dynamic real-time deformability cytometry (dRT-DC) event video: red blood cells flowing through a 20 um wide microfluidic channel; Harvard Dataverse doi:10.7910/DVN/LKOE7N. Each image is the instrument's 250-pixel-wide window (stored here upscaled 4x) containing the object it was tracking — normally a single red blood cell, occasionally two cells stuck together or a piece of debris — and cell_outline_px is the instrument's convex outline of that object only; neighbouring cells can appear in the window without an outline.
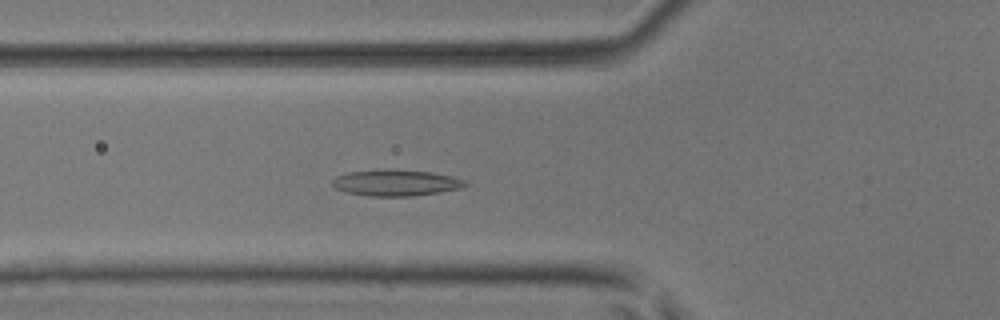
{"species": "common noctule bat (a hibernating species)", "species_latin": "Nyctalus noctula", "temperature_condition": "room temperature", "stored_images_in_passage": 50, "camera_frame_rate_fps": 3000, "um_per_image_px": 0.085, "animal": {"sex": "male", "body_mass_g": 17.9, "forearm_length_mm": 54.2}, "frame": {"image": 1, "passage_image": 19, "time_ms": 6.0, "image_size_px": [1000, 320], "cell_outline_px": [[468, 184], [460, 188], [440, 192], [416, 196], [368, 196], [348, 192], [336, 188], [332, 184], [332, 180], [336, 176], [348, 172], [432, 172], [452, 176], [464, 180]], "centroid_in_image_um": [33.69, 15.59], "position_along_channel_um": 92.1, "area_um2": 19.25}}
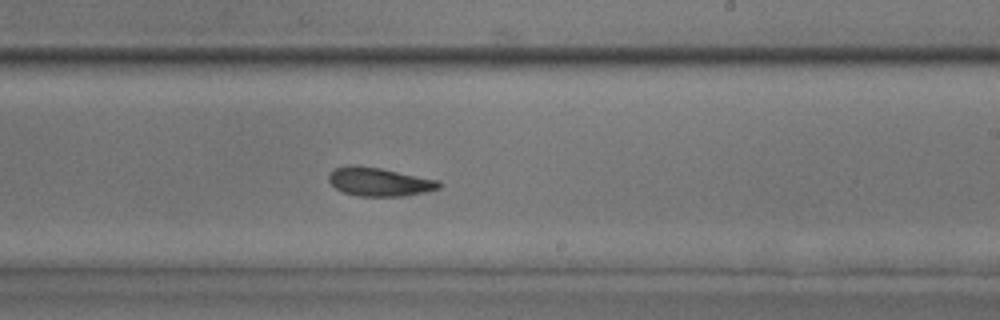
{"frame": {"image": 2, "passage_image": 31, "time_ms": 10.0, "image_size_px": [1000, 320], "cell_outline_px": [[444, 184], [440, 188], [424, 192], [400, 196], [356, 196], [344, 192], [336, 188], [328, 180], [328, 176], [336, 168], [348, 164], [356, 164], [380, 168], [440, 180]], "centroid_in_image_um": [32.26, 15.44], "position_along_channel_um": 256.7, "area_um2": 18.44}}
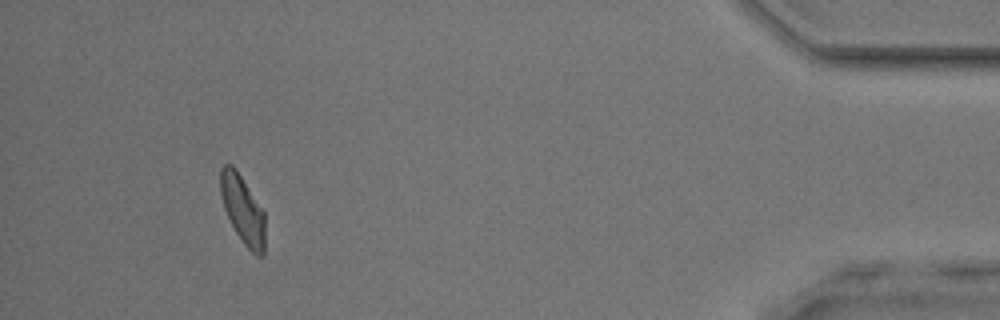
{"frame": {"image": 3, "passage_image": 47, "time_ms": 15.333, "image_size_px": [1000, 320], "cell_outline_px": [[264, 256], [256, 256], [244, 244], [236, 232], [224, 208], [220, 192], [220, 168], [224, 164], [232, 164], [236, 168], [264, 212]], "centroid_in_image_um": [20.62, 17.79], "position_along_channel_um": 414.6, "area_um2": 17.57}, "authors_computed_cell_mechanics": {"area_um2": 18.8139, "velocity_mm_per_s": 4.1283, "shape_relaxation_time_tau1_ms": 5.1469, "shape_relaxation_time_tau2_ms": 3.4035, "deformation_change_tau1": 0.1419, "deformation_change_tau2": 0.1152}}